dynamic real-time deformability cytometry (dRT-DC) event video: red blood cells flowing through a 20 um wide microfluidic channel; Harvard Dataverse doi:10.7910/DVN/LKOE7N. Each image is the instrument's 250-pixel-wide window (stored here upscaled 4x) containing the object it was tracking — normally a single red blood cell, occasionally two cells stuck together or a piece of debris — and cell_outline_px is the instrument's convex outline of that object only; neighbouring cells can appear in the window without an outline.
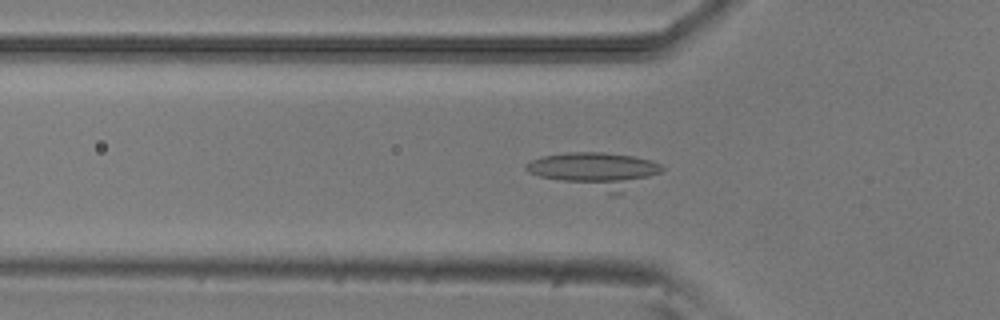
{"species": "common noctule bat (a hibernating species)", "species_latin": "Nyctalus noctula", "temperature_condition": "room temperature", "stored_images_in_passage": 44, "camera_frame_rate_fps": 3000, "um_per_image_px": 0.085, "animal": {"sex": "male", "body_mass_g": 20.5, "forearm_length_mm": 52.5}, "frame": {"image": 1, "passage_image": 17, "time_ms": 5.333, "image_size_px": [1000, 320], "cell_outline_px": [[664, 168], [660, 172], [624, 192], [616, 196], [608, 196], [540, 176], [528, 172], [524, 168], [524, 164], [540, 156], [568, 152], [604, 152], [632, 156], [652, 160], [660, 164]], "centroid_in_image_um": [50.59, 14.5], "position_along_channel_um": 75.2, "area_um2": 28.84}}
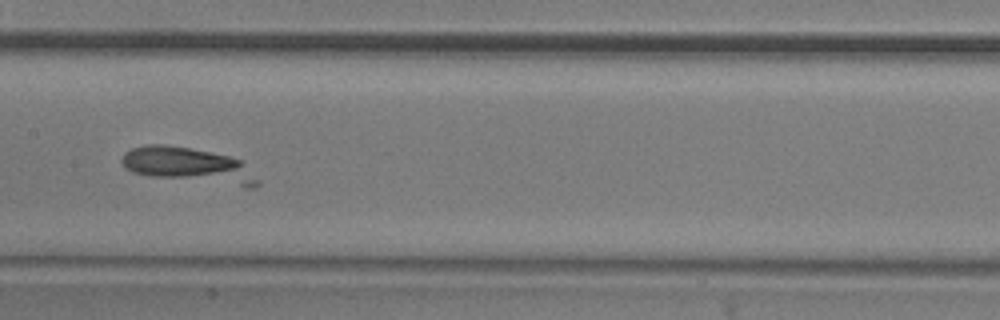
{"frame": {"image": 2, "passage_image": 26, "time_ms": 8.333, "image_size_px": [1000, 320], "cell_outline_px": [[260, 184], [256, 188], [244, 188], [148, 176], [132, 172], [124, 168], [120, 160], [124, 152], [132, 148], [148, 144], [164, 144], [188, 148], [228, 156], [240, 160], [260, 180]], "centroid_in_image_um": [16.03, 14.09], "position_along_channel_um": 191.4, "area_um2": 28.38}}
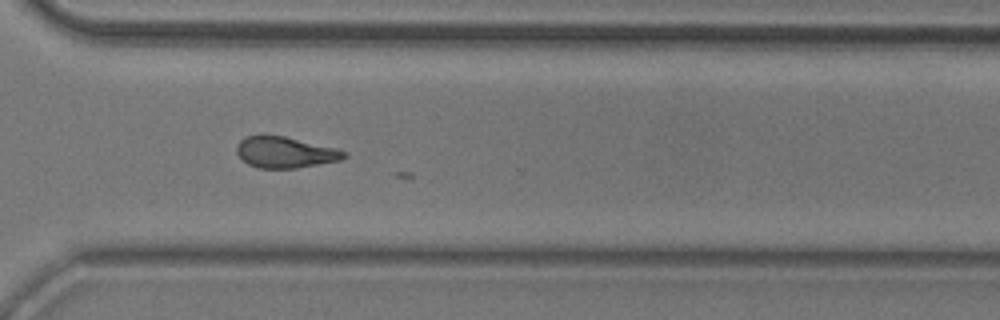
{"frame": {"image": 3, "passage_image": 38, "time_ms": 12.333, "image_size_px": [1000, 320], "cell_outline_px": [[348, 156], [340, 160], [296, 168], [256, 168], [248, 164], [236, 152], [236, 144], [244, 136], [284, 136], [336, 148], [348, 152]], "centroid_in_image_um": [24.24, 12.95], "position_along_channel_um": 346.4, "area_um2": 19.36}}